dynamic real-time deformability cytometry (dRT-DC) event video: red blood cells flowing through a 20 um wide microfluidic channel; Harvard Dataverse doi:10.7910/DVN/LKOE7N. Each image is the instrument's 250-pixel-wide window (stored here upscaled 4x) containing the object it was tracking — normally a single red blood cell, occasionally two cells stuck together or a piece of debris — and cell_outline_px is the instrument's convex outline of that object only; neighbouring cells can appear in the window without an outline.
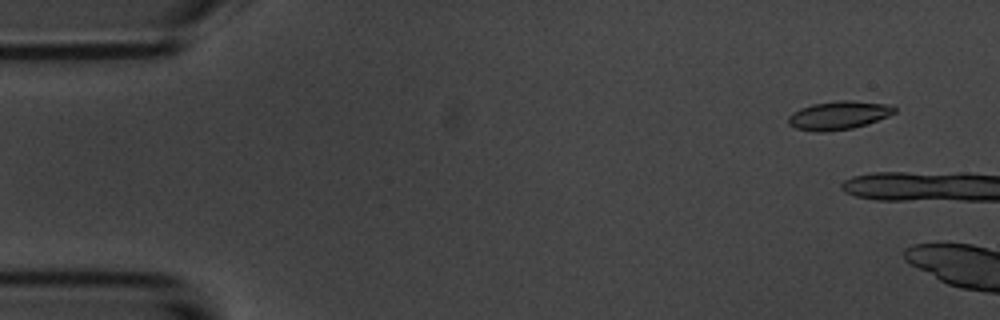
{"species": "common noctule bat (a hibernating species)", "species_latin": "Nyctalus noctula", "temperature_condition": "room temperature", "stored_images_in_passage": 3, "camera_frame_rate_fps": 3000, "um_per_image_px": 0.085, "animal": {"sex": "male", "body_mass_g": 20.1, "forearm_length_mm": 53.5}, "frame": {"image": 1, "passage_image": 1, "time_ms": 0.0, "image_size_px": [1000, 320], "cell_outline_px": [[896, 112], [888, 116], [852, 128], [824, 132], [816, 132], [796, 128], [788, 124], [788, 116], [792, 112], [800, 108], [812, 104], [836, 100], [852, 100], [888, 104], [896, 108]], "centroid_in_image_um": [71.25, 9.79], "position_along_channel_um": 13.8, "area_um2": 17.57}}